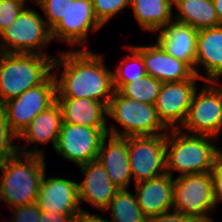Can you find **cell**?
<instances>
[{
    "instance_id": "cell-37",
    "label": "cell",
    "mask_w": 222,
    "mask_h": 222,
    "mask_svg": "<svg viewBox=\"0 0 222 222\" xmlns=\"http://www.w3.org/2000/svg\"><path fill=\"white\" fill-rule=\"evenodd\" d=\"M212 1L214 3V7L218 15L219 26H222V0H212Z\"/></svg>"
},
{
    "instance_id": "cell-36",
    "label": "cell",
    "mask_w": 222,
    "mask_h": 222,
    "mask_svg": "<svg viewBox=\"0 0 222 222\" xmlns=\"http://www.w3.org/2000/svg\"><path fill=\"white\" fill-rule=\"evenodd\" d=\"M79 222H111L106 218H102L97 214H84L83 217L79 220Z\"/></svg>"
},
{
    "instance_id": "cell-1",
    "label": "cell",
    "mask_w": 222,
    "mask_h": 222,
    "mask_svg": "<svg viewBox=\"0 0 222 222\" xmlns=\"http://www.w3.org/2000/svg\"><path fill=\"white\" fill-rule=\"evenodd\" d=\"M62 67L60 77L56 71L53 73L56 98L91 99L108 106L115 87L112 71L104 64L102 54H95L88 48L63 51L53 62V69Z\"/></svg>"
},
{
    "instance_id": "cell-39",
    "label": "cell",
    "mask_w": 222,
    "mask_h": 222,
    "mask_svg": "<svg viewBox=\"0 0 222 222\" xmlns=\"http://www.w3.org/2000/svg\"><path fill=\"white\" fill-rule=\"evenodd\" d=\"M16 1H20V2H23L25 5H26V0H16ZM32 2H36V0H32Z\"/></svg>"
},
{
    "instance_id": "cell-7",
    "label": "cell",
    "mask_w": 222,
    "mask_h": 222,
    "mask_svg": "<svg viewBox=\"0 0 222 222\" xmlns=\"http://www.w3.org/2000/svg\"><path fill=\"white\" fill-rule=\"evenodd\" d=\"M197 93L196 90L180 129L189 134L218 138L222 130V88L216 82H205Z\"/></svg>"
},
{
    "instance_id": "cell-28",
    "label": "cell",
    "mask_w": 222,
    "mask_h": 222,
    "mask_svg": "<svg viewBox=\"0 0 222 222\" xmlns=\"http://www.w3.org/2000/svg\"><path fill=\"white\" fill-rule=\"evenodd\" d=\"M14 139L18 136L11 130L4 107L0 104V164L19 153V145L12 142Z\"/></svg>"
},
{
    "instance_id": "cell-14",
    "label": "cell",
    "mask_w": 222,
    "mask_h": 222,
    "mask_svg": "<svg viewBox=\"0 0 222 222\" xmlns=\"http://www.w3.org/2000/svg\"><path fill=\"white\" fill-rule=\"evenodd\" d=\"M36 204L41 211L66 215L89 214L79 207L78 182L63 177H48L44 173Z\"/></svg>"
},
{
    "instance_id": "cell-33",
    "label": "cell",
    "mask_w": 222,
    "mask_h": 222,
    "mask_svg": "<svg viewBox=\"0 0 222 222\" xmlns=\"http://www.w3.org/2000/svg\"><path fill=\"white\" fill-rule=\"evenodd\" d=\"M211 177L213 181V195L217 206L219 202L222 203V152L217 156L213 169L211 170Z\"/></svg>"
},
{
    "instance_id": "cell-18",
    "label": "cell",
    "mask_w": 222,
    "mask_h": 222,
    "mask_svg": "<svg viewBox=\"0 0 222 222\" xmlns=\"http://www.w3.org/2000/svg\"><path fill=\"white\" fill-rule=\"evenodd\" d=\"M203 66L205 76L199 71ZM195 74L205 82H216L222 77V26L198 31Z\"/></svg>"
},
{
    "instance_id": "cell-5",
    "label": "cell",
    "mask_w": 222,
    "mask_h": 222,
    "mask_svg": "<svg viewBox=\"0 0 222 222\" xmlns=\"http://www.w3.org/2000/svg\"><path fill=\"white\" fill-rule=\"evenodd\" d=\"M107 117L116 120L123 128L108 127V134L122 137L157 135L168 129L157 116L154 104L142 103L121 95L115 90L107 106Z\"/></svg>"
},
{
    "instance_id": "cell-23",
    "label": "cell",
    "mask_w": 222,
    "mask_h": 222,
    "mask_svg": "<svg viewBox=\"0 0 222 222\" xmlns=\"http://www.w3.org/2000/svg\"><path fill=\"white\" fill-rule=\"evenodd\" d=\"M140 28L156 33L173 20V0H130Z\"/></svg>"
},
{
    "instance_id": "cell-15",
    "label": "cell",
    "mask_w": 222,
    "mask_h": 222,
    "mask_svg": "<svg viewBox=\"0 0 222 222\" xmlns=\"http://www.w3.org/2000/svg\"><path fill=\"white\" fill-rule=\"evenodd\" d=\"M134 47L142 55L146 75L162 83L188 80L195 75L187 62L171 56L157 41L151 46Z\"/></svg>"
},
{
    "instance_id": "cell-17",
    "label": "cell",
    "mask_w": 222,
    "mask_h": 222,
    "mask_svg": "<svg viewBox=\"0 0 222 222\" xmlns=\"http://www.w3.org/2000/svg\"><path fill=\"white\" fill-rule=\"evenodd\" d=\"M63 123L62 109L57 101L45 111L38 114L22 132L18 139L24 138L25 143L18 146L19 153L26 155H39L45 157L43 150L37 148L38 144L53 143L55 149L59 138V132ZM36 144L33 151L23 147L27 144Z\"/></svg>"
},
{
    "instance_id": "cell-9",
    "label": "cell",
    "mask_w": 222,
    "mask_h": 222,
    "mask_svg": "<svg viewBox=\"0 0 222 222\" xmlns=\"http://www.w3.org/2000/svg\"><path fill=\"white\" fill-rule=\"evenodd\" d=\"M128 153L135 184L167 173L166 133L129 136Z\"/></svg>"
},
{
    "instance_id": "cell-25",
    "label": "cell",
    "mask_w": 222,
    "mask_h": 222,
    "mask_svg": "<svg viewBox=\"0 0 222 222\" xmlns=\"http://www.w3.org/2000/svg\"><path fill=\"white\" fill-rule=\"evenodd\" d=\"M104 211L111 212V222H147L136 194L133 195L128 189H119Z\"/></svg>"
},
{
    "instance_id": "cell-16",
    "label": "cell",
    "mask_w": 222,
    "mask_h": 222,
    "mask_svg": "<svg viewBox=\"0 0 222 222\" xmlns=\"http://www.w3.org/2000/svg\"><path fill=\"white\" fill-rule=\"evenodd\" d=\"M79 168L85 177L82 182L78 183L80 204L86 201L104 212L119 188L110 180L107 171L98 159Z\"/></svg>"
},
{
    "instance_id": "cell-8",
    "label": "cell",
    "mask_w": 222,
    "mask_h": 222,
    "mask_svg": "<svg viewBox=\"0 0 222 222\" xmlns=\"http://www.w3.org/2000/svg\"><path fill=\"white\" fill-rule=\"evenodd\" d=\"M173 207L198 219L209 218L208 214L216 210L211 172L174 178Z\"/></svg>"
},
{
    "instance_id": "cell-38",
    "label": "cell",
    "mask_w": 222,
    "mask_h": 222,
    "mask_svg": "<svg viewBox=\"0 0 222 222\" xmlns=\"http://www.w3.org/2000/svg\"><path fill=\"white\" fill-rule=\"evenodd\" d=\"M199 222H214L212 217L199 219Z\"/></svg>"
},
{
    "instance_id": "cell-32",
    "label": "cell",
    "mask_w": 222,
    "mask_h": 222,
    "mask_svg": "<svg viewBox=\"0 0 222 222\" xmlns=\"http://www.w3.org/2000/svg\"><path fill=\"white\" fill-rule=\"evenodd\" d=\"M14 222H40L41 210L36 202L11 208Z\"/></svg>"
},
{
    "instance_id": "cell-34",
    "label": "cell",
    "mask_w": 222,
    "mask_h": 222,
    "mask_svg": "<svg viewBox=\"0 0 222 222\" xmlns=\"http://www.w3.org/2000/svg\"><path fill=\"white\" fill-rule=\"evenodd\" d=\"M147 222H199V219L197 217L185 215L175 210L171 213L170 210L165 213L147 218Z\"/></svg>"
},
{
    "instance_id": "cell-27",
    "label": "cell",
    "mask_w": 222,
    "mask_h": 222,
    "mask_svg": "<svg viewBox=\"0 0 222 222\" xmlns=\"http://www.w3.org/2000/svg\"><path fill=\"white\" fill-rule=\"evenodd\" d=\"M130 51L119 63L113 74V84H126L146 75L141 53L134 46H125Z\"/></svg>"
},
{
    "instance_id": "cell-20",
    "label": "cell",
    "mask_w": 222,
    "mask_h": 222,
    "mask_svg": "<svg viewBox=\"0 0 222 222\" xmlns=\"http://www.w3.org/2000/svg\"><path fill=\"white\" fill-rule=\"evenodd\" d=\"M174 178L165 173L135 184V194L143 214L149 218L173 209Z\"/></svg>"
},
{
    "instance_id": "cell-30",
    "label": "cell",
    "mask_w": 222,
    "mask_h": 222,
    "mask_svg": "<svg viewBox=\"0 0 222 222\" xmlns=\"http://www.w3.org/2000/svg\"><path fill=\"white\" fill-rule=\"evenodd\" d=\"M96 18L105 25L121 10L130 6V0H92Z\"/></svg>"
},
{
    "instance_id": "cell-24",
    "label": "cell",
    "mask_w": 222,
    "mask_h": 222,
    "mask_svg": "<svg viewBox=\"0 0 222 222\" xmlns=\"http://www.w3.org/2000/svg\"><path fill=\"white\" fill-rule=\"evenodd\" d=\"M177 14L173 20L200 30L219 26L218 15L212 0H173Z\"/></svg>"
},
{
    "instance_id": "cell-35",
    "label": "cell",
    "mask_w": 222,
    "mask_h": 222,
    "mask_svg": "<svg viewBox=\"0 0 222 222\" xmlns=\"http://www.w3.org/2000/svg\"><path fill=\"white\" fill-rule=\"evenodd\" d=\"M83 215H66L56 212L41 211L40 222H79Z\"/></svg>"
},
{
    "instance_id": "cell-2",
    "label": "cell",
    "mask_w": 222,
    "mask_h": 222,
    "mask_svg": "<svg viewBox=\"0 0 222 222\" xmlns=\"http://www.w3.org/2000/svg\"><path fill=\"white\" fill-rule=\"evenodd\" d=\"M212 141H211V140ZM217 138L207 135L189 134L181 129H170L166 133V171L185 174L211 172L217 156L222 152L213 144Z\"/></svg>"
},
{
    "instance_id": "cell-21",
    "label": "cell",
    "mask_w": 222,
    "mask_h": 222,
    "mask_svg": "<svg viewBox=\"0 0 222 222\" xmlns=\"http://www.w3.org/2000/svg\"><path fill=\"white\" fill-rule=\"evenodd\" d=\"M197 29L188 24L172 20L156 32L157 42L171 56L187 62L195 72Z\"/></svg>"
},
{
    "instance_id": "cell-11",
    "label": "cell",
    "mask_w": 222,
    "mask_h": 222,
    "mask_svg": "<svg viewBox=\"0 0 222 222\" xmlns=\"http://www.w3.org/2000/svg\"><path fill=\"white\" fill-rule=\"evenodd\" d=\"M107 134L108 128L62 123L54 150L63 158L82 166L97 160L102 141Z\"/></svg>"
},
{
    "instance_id": "cell-4",
    "label": "cell",
    "mask_w": 222,
    "mask_h": 222,
    "mask_svg": "<svg viewBox=\"0 0 222 222\" xmlns=\"http://www.w3.org/2000/svg\"><path fill=\"white\" fill-rule=\"evenodd\" d=\"M45 167V157L22 153L0 164L3 202L10 208L36 202Z\"/></svg>"
},
{
    "instance_id": "cell-22",
    "label": "cell",
    "mask_w": 222,
    "mask_h": 222,
    "mask_svg": "<svg viewBox=\"0 0 222 222\" xmlns=\"http://www.w3.org/2000/svg\"><path fill=\"white\" fill-rule=\"evenodd\" d=\"M62 109L63 123L91 128H108L107 106L99 101L80 98H56Z\"/></svg>"
},
{
    "instance_id": "cell-31",
    "label": "cell",
    "mask_w": 222,
    "mask_h": 222,
    "mask_svg": "<svg viewBox=\"0 0 222 222\" xmlns=\"http://www.w3.org/2000/svg\"><path fill=\"white\" fill-rule=\"evenodd\" d=\"M25 8V4L16 0H0V34L10 27L20 12Z\"/></svg>"
},
{
    "instance_id": "cell-3",
    "label": "cell",
    "mask_w": 222,
    "mask_h": 222,
    "mask_svg": "<svg viewBox=\"0 0 222 222\" xmlns=\"http://www.w3.org/2000/svg\"><path fill=\"white\" fill-rule=\"evenodd\" d=\"M56 56L0 52V104L44 83Z\"/></svg>"
},
{
    "instance_id": "cell-6",
    "label": "cell",
    "mask_w": 222,
    "mask_h": 222,
    "mask_svg": "<svg viewBox=\"0 0 222 222\" xmlns=\"http://www.w3.org/2000/svg\"><path fill=\"white\" fill-rule=\"evenodd\" d=\"M50 41L51 29L44 18L26 7L11 26L0 34V52L48 55L43 49Z\"/></svg>"
},
{
    "instance_id": "cell-13",
    "label": "cell",
    "mask_w": 222,
    "mask_h": 222,
    "mask_svg": "<svg viewBox=\"0 0 222 222\" xmlns=\"http://www.w3.org/2000/svg\"><path fill=\"white\" fill-rule=\"evenodd\" d=\"M101 27L92 0H74L65 16L51 29V36L52 40L66 42L69 46H84L89 31L96 32Z\"/></svg>"
},
{
    "instance_id": "cell-10",
    "label": "cell",
    "mask_w": 222,
    "mask_h": 222,
    "mask_svg": "<svg viewBox=\"0 0 222 222\" xmlns=\"http://www.w3.org/2000/svg\"><path fill=\"white\" fill-rule=\"evenodd\" d=\"M56 94L52 74L44 83L2 104L11 130L19 137L38 114L56 102Z\"/></svg>"
},
{
    "instance_id": "cell-26",
    "label": "cell",
    "mask_w": 222,
    "mask_h": 222,
    "mask_svg": "<svg viewBox=\"0 0 222 222\" xmlns=\"http://www.w3.org/2000/svg\"><path fill=\"white\" fill-rule=\"evenodd\" d=\"M162 82L145 75L126 84H114L121 95L142 103L155 104Z\"/></svg>"
},
{
    "instance_id": "cell-40",
    "label": "cell",
    "mask_w": 222,
    "mask_h": 222,
    "mask_svg": "<svg viewBox=\"0 0 222 222\" xmlns=\"http://www.w3.org/2000/svg\"><path fill=\"white\" fill-rule=\"evenodd\" d=\"M3 200V195H2V191H1V187H0V201Z\"/></svg>"
},
{
    "instance_id": "cell-29",
    "label": "cell",
    "mask_w": 222,
    "mask_h": 222,
    "mask_svg": "<svg viewBox=\"0 0 222 222\" xmlns=\"http://www.w3.org/2000/svg\"><path fill=\"white\" fill-rule=\"evenodd\" d=\"M74 0H36V4L40 6L45 13L47 26L52 29L60 19L65 16L67 10Z\"/></svg>"
},
{
    "instance_id": "cell-19",
    "label": "cell",
    "mask_w": 222,
    "mask_h": 222,
    "mask_svg": "<svg viewBox=\"0 0 222 222\" xmlns=\"http://www.w3.org/2000/svg\"><path fill=\"white\" fill-rule=\"evenodd\" d=\"M97 159L119 189H128L133 178L129 165L128 137L107 134L102 141Z\"/></svg>"
},
{
    "instance_id": "cell-12",
    "label": "cell",
    "mask_w": 222,
    "mask_h": 222,
    "mask_svg": "<svg viewBox=\"0 0 222 222\" xmlns=\"http://www.w3.org/2000/svg\"><path fill=\"white\" fill-rule=\"evenodd\" d=\"M200 78L195 74L191 79L162 83L159 95L155 102L157 116L168 129H180L188 115L196 82Z\"/></svg>"
}]
</instances>
